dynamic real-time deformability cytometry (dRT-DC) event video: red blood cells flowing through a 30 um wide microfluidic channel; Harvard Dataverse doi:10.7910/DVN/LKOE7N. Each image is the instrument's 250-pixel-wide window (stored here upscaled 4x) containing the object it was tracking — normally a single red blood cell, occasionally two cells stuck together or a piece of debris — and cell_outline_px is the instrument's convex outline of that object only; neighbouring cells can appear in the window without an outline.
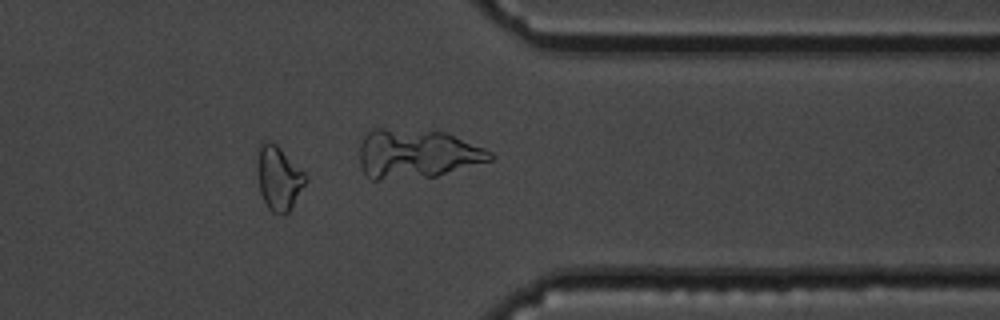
{"species": "common noctule bat (a hibernating species)", "species_latin": "Nyctalus noctula", "temperature_condition": "cold", "stored_images_in_passage": 15, "camera_frame_rate_fps": 3000, "um_per_image_px": 0.085, "animal": {"sex": "male", "body_mass_g": 19.5, "forearm_length_mm": 54.6}, "frame": {"image": 1, "passage_image": 13, "time_ms": 14.667, "image_size_px": [1000, 320], "cell_outline_px": [[308, 180], [288, 212], [284, 216], [272, 212], [268, 208], [260, 192], [256, 172], [256, 164], [260, 144], [268, 140], [276, 144], [308, 176]], "centroid_in_image_um": [23.67, 15.15], "position_along_channel_um": 387.7, "area_um2": 18.09}, "authors_computed_cell_mechanics": {"area_um2": 18.0914, "velocity_mm_per_s": 3.5753, "shape_relaxation_time_tau1_ms": null, "shape_relaxation_time_tau2_ms": 4.3691, "deformation_change_tau1": null, "deformation_change_tau2": 0.0962}}